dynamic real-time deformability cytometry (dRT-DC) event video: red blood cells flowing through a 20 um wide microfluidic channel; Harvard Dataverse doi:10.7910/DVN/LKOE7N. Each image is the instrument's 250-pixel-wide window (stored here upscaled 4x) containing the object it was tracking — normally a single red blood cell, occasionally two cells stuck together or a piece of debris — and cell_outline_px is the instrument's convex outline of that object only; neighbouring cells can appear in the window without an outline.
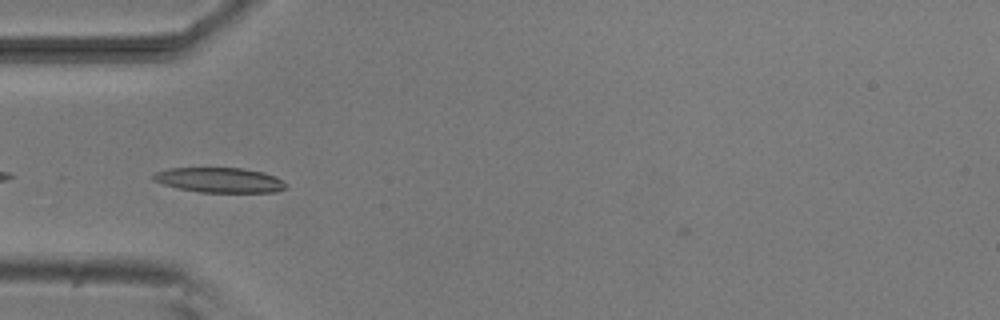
{"species": "common noctule bat (a hibernating species)", "species_latin": "Nyctalus noctula", "temperature_condition": "room temperature", "stored_images_in_passage": 34, "camera_frame_rate_fps": 3000, "um_per_image_px": 0.085, "animal": {"sex": "male", "body_mass_g": 20.5, "forearm_length_mm": 52.5}, "frame": {"image": 1, "passage_image": 1, "time_ms": 0.0, "image_size_px": [1000, 320], "cell_outline_px": [[288, 188], [276, 192], [200, 192], [176, 188], [152, 180], [152, 176], [156, 172], [168, 168], [240, 168], [264, 172], [276, 176], [284, 180], [288, 184]], "centroid_in_image_um": [18.71, 15.31], "position_along_channel_um": 66.3, "area_um2": 19.48}}
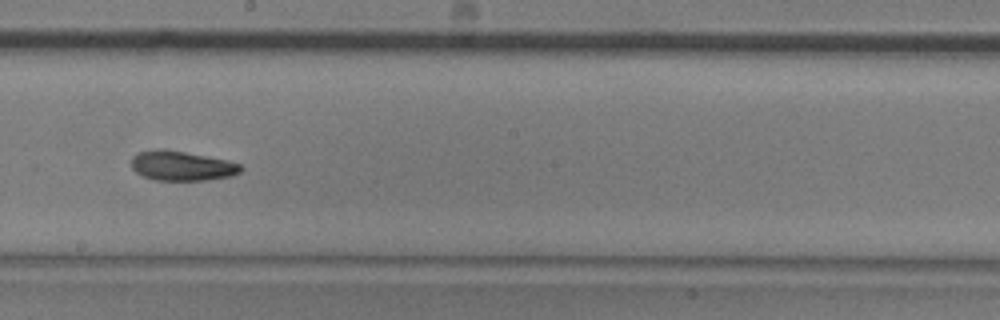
{"frame": {"image": 2, "passage_image": 14, "time_ms": 4.333, "image_size_px": [1000, 320], "cell_outline_px": [[244, 168], [240, 172], [232, 176], [208, 180], [152, 180], [140, 176], [132, 168], [132, 156], [140, 152], [156, 148], [164, 148], [228, 160], [240, 164]], "centroid_in_image_um": [15.44, 14.09], "position_along_channel_um": 232.8, "area_um2": 19.19}}
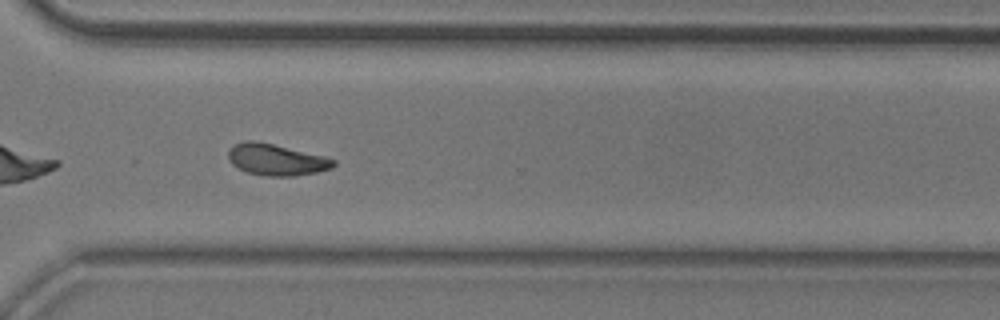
{"frame": {"image": 3, "passage_image": 23, "time_ms": 7.333, "image_size_px": [1000, 320], "cell_outline_px": [[336, 164], [332, 168], [316, 172], [292, 176], [268, 176], [248, 172], [232, 164], [228, 156], [228, 152], [236, 144], [244, 140], [256, 140], [324, 156], [336, 160]], "centroid_in_image_um": [23.5, 13.56], "position_along_channel_um": 347.1, "area_um2": 19.02}, "authors_computed_cell_mechanics": {"area_um2": 18.3804, "velocity_mm_per_s": 3.8241, "shape_relaxation_time_tau1_ms": 4.1287, "shape_relaxation_time_tau2_ms": 2.5226, "deformation_change_tau1": 0.1334, "deformation_change_tau2": 0.0838}}